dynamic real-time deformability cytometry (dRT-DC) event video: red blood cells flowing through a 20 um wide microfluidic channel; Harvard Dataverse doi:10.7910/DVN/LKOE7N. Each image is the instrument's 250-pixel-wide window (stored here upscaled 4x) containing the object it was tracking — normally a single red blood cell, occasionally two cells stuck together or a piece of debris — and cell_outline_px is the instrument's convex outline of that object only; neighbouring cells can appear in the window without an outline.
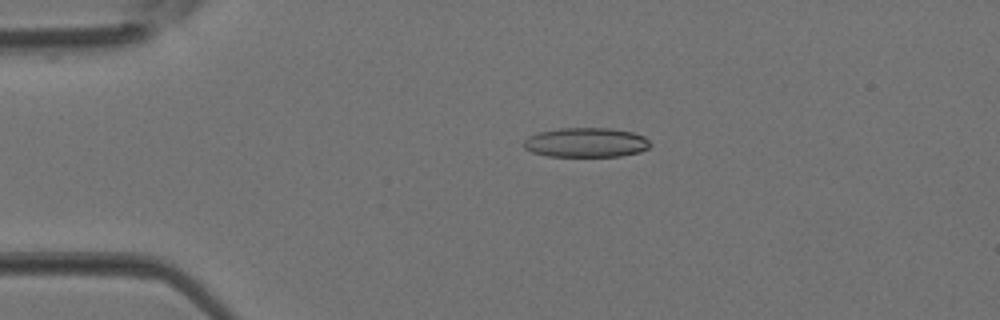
{"species": "Egyptian fruit bat (a non-hibernating species)", "species_latin": "Rousettus aegyptiacus", "temperature_condition": "room temperature", "stored_images_in_passage": 3, "camera_frame_rate_fps": 3000, "um_per_image_px": 0.085, "animal": {"sex": "female"}, "frame": {"image": 1, "passage_image": 2, "time_ms": 0.333, "image_size_px": [1000, 320], "cell_outline_px": [[652, 144], [648, 148], [640, 152], [620, 156], [548, 156], [532, 152], [524, 148], [524, 140], [528, 136], [540, 132], [560, 128], [612, 128], [632, 132], [644, 136]], "centroid_in_image_um": [49.83, 12.11], "position_along_channel_um": 35.2, "area_um2": 21.79}}